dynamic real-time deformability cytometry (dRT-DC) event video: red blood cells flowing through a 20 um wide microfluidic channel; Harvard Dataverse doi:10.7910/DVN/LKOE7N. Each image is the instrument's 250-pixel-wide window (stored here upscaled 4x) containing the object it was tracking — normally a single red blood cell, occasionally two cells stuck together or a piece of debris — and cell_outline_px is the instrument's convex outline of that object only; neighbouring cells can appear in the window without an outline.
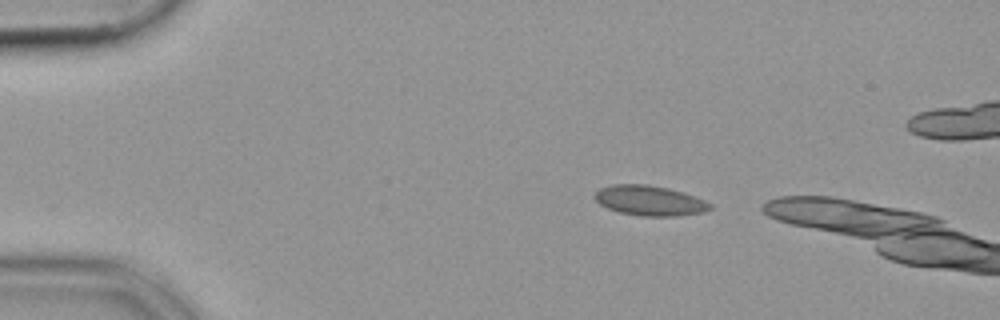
{"species": "common noctule bat (a hibernating species)", "species_latin": "Nyctalus noctula", "temperature_condition": "cold", "stored_images_in_passage": 4, "camera_frame_rate_fps": 3000, "um_per_image_px": 0.085, "animal": {"sex": "female", "body_mass_g": 19.9}, "frame": {"image": 1, "passage_image": 1, "time_ms": 0.0, "image_size_px": [1000, 320], "cell_outline_px": [[712, 208], [704, 212], [676, 216], [640, 216], [620, 212], [608, 208], [600, 204], [592, 196], [600, 188], [612, 184], [648, 184], [668, 188], [684, 192], [704, 200], [712, 204]], "centroid_in_image_um": [55.22, 17.04], "position_along_channel_um": 29.8, "area_um2": 20.29}}